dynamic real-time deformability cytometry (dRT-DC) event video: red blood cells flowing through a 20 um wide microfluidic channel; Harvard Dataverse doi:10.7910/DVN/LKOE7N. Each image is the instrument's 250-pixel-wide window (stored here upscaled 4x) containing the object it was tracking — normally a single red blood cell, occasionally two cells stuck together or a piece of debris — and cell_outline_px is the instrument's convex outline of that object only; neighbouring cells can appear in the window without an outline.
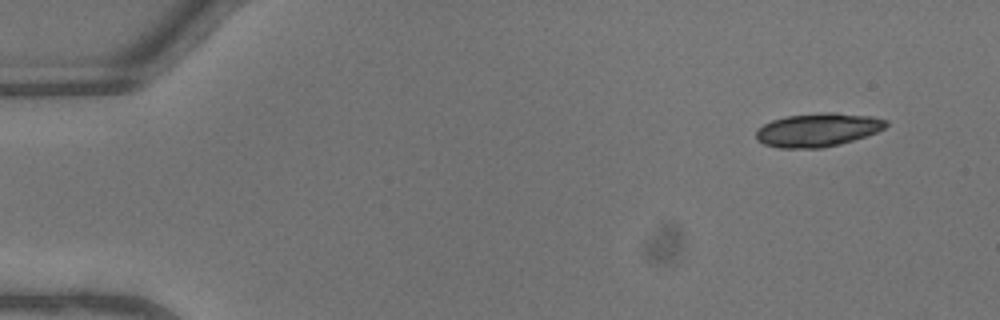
{"species": "common noctule bat (a hibernating species)", "species_latin": "Nyctalus noctula", "temperature_condition": "warm", "stored_images_in_passage": 43, "camera_frame_rate_fps": 3000, "um_per_image_px": 0.085, "animal": {"sex": "male", "body_mass_g": 13.3}, "frame": {"image": 1, "passage_image": 1, "time_ms": 0.0, "image_size_px": [1000, 320], "cell_outline_px": [[888, 124], [884, 128], [876, 132], [840, 144], [820, 148], [780, 148], [764, 144], [756, 140], [756, 128], [772, 120], [784, 116], [824, 112], [836, 112], [872, 116], [888, 120]], "centroid_in_image_um": [69.49, 11.03], "position_along_channel_um": 15.5, "area_um2": 25.49}}
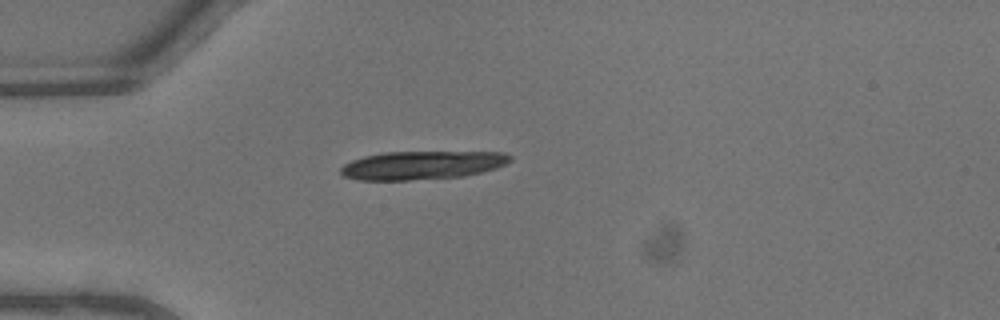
{"frame": {"image": 2, "passage_image": 10, "time_ms": 3.0, "image_size_px": [1000, 320], "cell_outline_px": [[512, 160], [496, 168], [464, 176], [408, 180], [360, 180], [344, 176], [340, 172], [340, 168], [344, 164], [352, 160], [364, 156], [384, 152], [504, 152], [512, 156]], "centroid_in_image_um": [35.87, 14.03], "position_along_channel_um": 49.1, "area_um2": 27.98}}
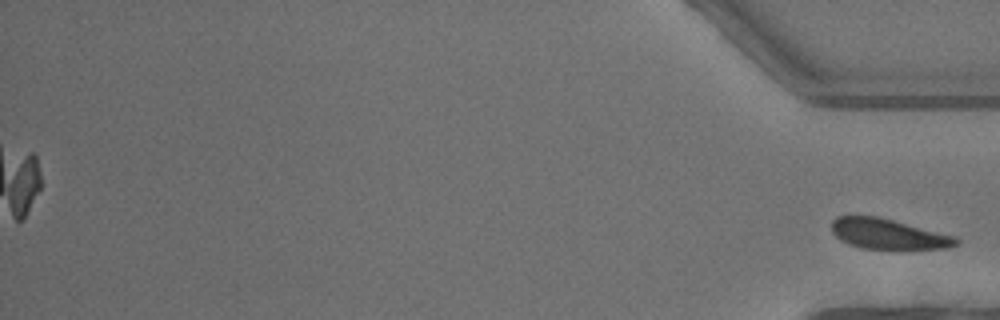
{"frame": {"image": 3, "passage_image": 43, "time_ms": 14.0, "image_size_px": [1000, 320], "cell_outline_px": [[960, 244], [948, 248], [860, 248], [848, 244], [840, 240], [832, 232], [832, 220], [836, 216], [848, 212], [876, 216], [956, 236], [960, 240]], "centroid_in_image_um": [75.41, 19.84], "position_along_channel_um": 359.8, "area_um2": 22.31}}